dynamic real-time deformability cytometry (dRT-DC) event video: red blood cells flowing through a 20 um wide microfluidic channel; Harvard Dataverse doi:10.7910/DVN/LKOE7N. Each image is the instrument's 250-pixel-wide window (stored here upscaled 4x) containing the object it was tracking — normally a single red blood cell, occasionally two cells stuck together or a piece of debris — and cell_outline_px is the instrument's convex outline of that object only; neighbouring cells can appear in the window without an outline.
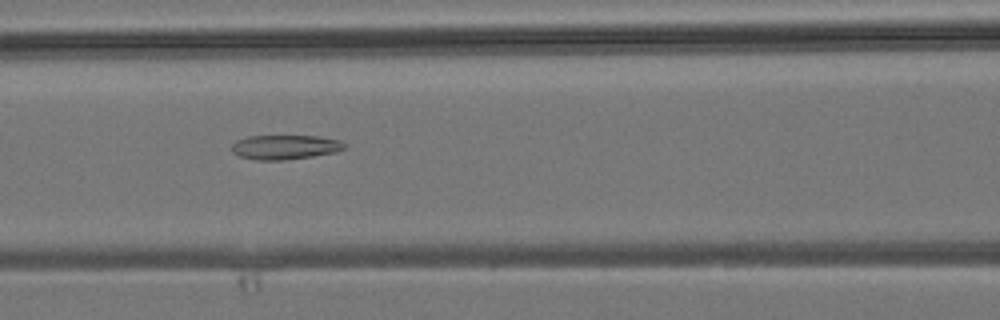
{"species": "common noctule bat (a hibernating species)", "species_latin": "Nyctalus noctula", "temperature_condition": "room temperature", "stored_images_in_passage": 6, "camera_frame_rate_fps": 3000, "um_per_image_px": 0.085, "animal": {"sex": "male", "body_mass_g": 19.2, "forearm_length_mm": 51.8}, "frame": {"image": 1, "passage_image": 5, "time_ms": 5.667, "image_size_px": [1000, 320], "cell_outline_px": [[348, 144], [344, 148], [336, 152], [312, 156], [280, 160], [256, 160], [240, 156], [232, 152], [232, 144], [236, 140], [248, 136], [316, 136], [340, 140]], "centroid_in_image_um": [24.23, 12.5], "position_along_channel_um": 142.4, "area_um2": 16.01}}
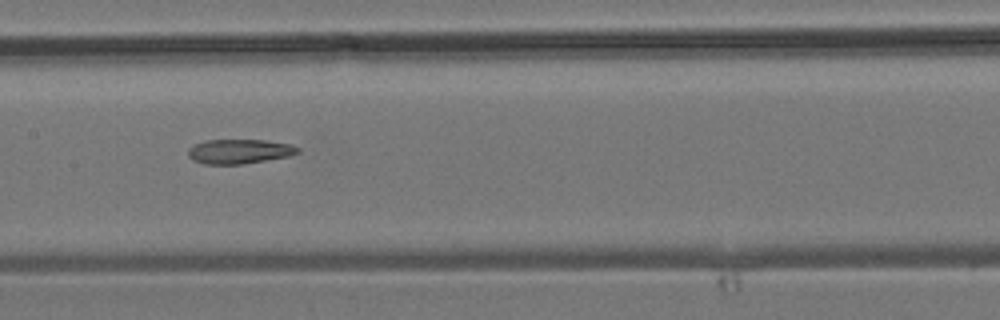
{"frame": {"image": 2, "passage_image": 6, "time_ms": 6.667, "image_size_px": [1000, 320], "cell_outline_px": [[300, 152], [288, 156], [240, 164], [204, 164], [192, 160], [188, 156], [188, 148], [192, 144], [204, 140], [264, 140], [292, 144], [300, 148]], "centroid_in_image_um": [20.3, 12.86], "position_along_channel_um": 187.1, "area_um2": 15.72}}